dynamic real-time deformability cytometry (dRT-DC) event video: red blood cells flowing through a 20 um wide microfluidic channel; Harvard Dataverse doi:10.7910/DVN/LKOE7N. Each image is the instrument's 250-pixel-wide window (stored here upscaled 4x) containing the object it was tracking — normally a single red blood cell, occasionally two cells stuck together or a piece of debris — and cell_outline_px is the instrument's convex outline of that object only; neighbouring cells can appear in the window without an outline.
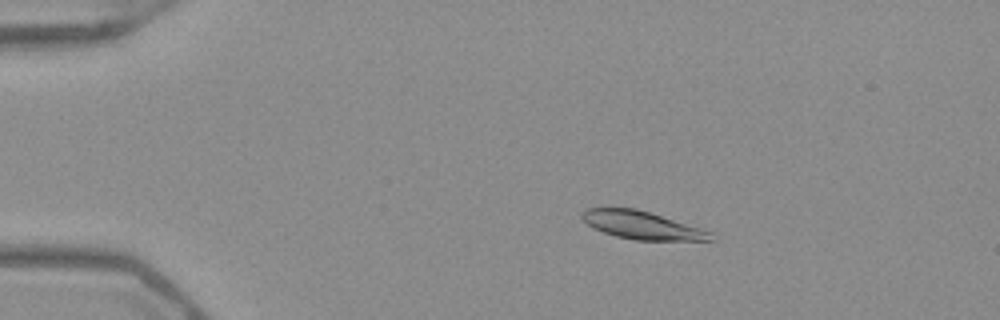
{"species": "Egyptian fruit bat (a non-hibernating species)", "species_latin": "Rousettus aegyptiacus", "temperature_condition": "warm", "stored_images_in_passage": 52, "camera_frame_rate_fps": 3000, "um_per_image_px": 0.085, "frame": {"image": 1, "passage_image": 10, "time_ms": 3.0, "image_size_px": [1000, 320], "cell_outline_px": [[716, 240], [636, 240], [616, 236], [592, 228], [580, 216], [580, 212], [584, 208], [636, 208], [712, 232]], "centroid_in_image_um": [54.53, 19.14], "position_along_channel_um": 30.5, "area_um2": 20.75}}
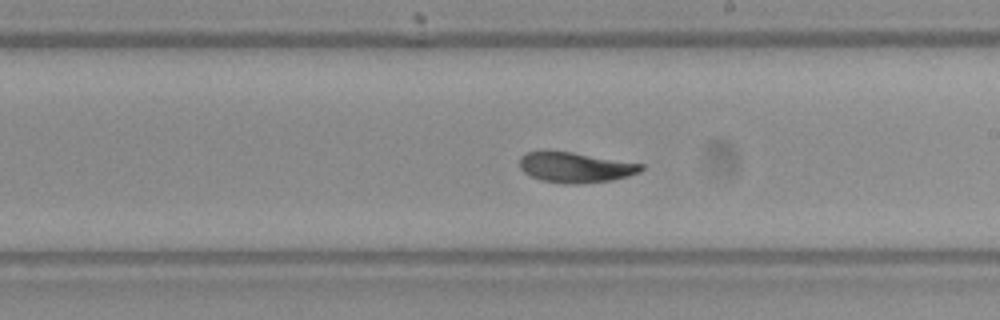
{"frame": {"image": 2, "passage_image": 31, "time_ms": 10.0, "image_size_px": [1000, 320], "cell_outline_px": [[644, 168], [640, 172], [628, 176], [612, 180], [580, 184], [564, 184], [540, 180], [524, 172], [520, 168], [520, 156], [524, 152], [540, 148], [548, 148], [644, 164]], "centroid_in_image_um": [48.83, 14.19], "position_along_channel_um": 240.2, "area_um2": 22.2}}
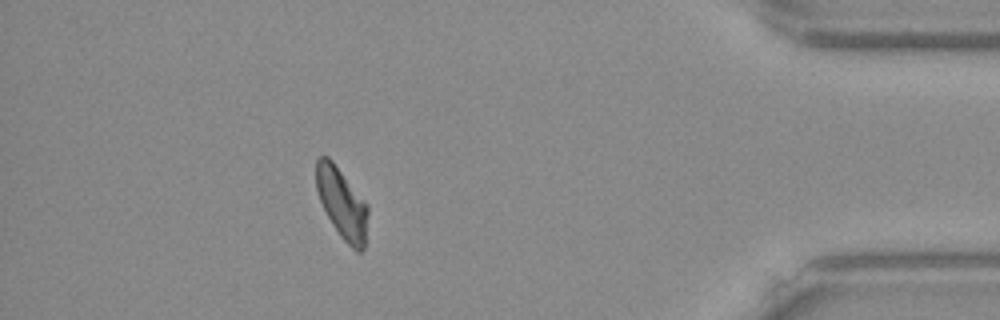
{"frame": {"image": 3, "passage_image": 47, "time_ms": 15.333, "image_size_px": [1000, 320], "cell_outline_px": [[368, 212], [364, 248], [360, 252], [356, 252], [340, 236], [332, 224], [320, 200], [316, 188], [316, 160], [320, 156], [328, 156], [332, 160], [368, 204]], "centroid_in_image_um": [29.07, 17.27], "position_along_channel_um": 406.1, "area_um2": 21.15}, "authors_computed_cell_mechanics": {"area_um2": 22.1663, "velocity_mm_per_s": 3.9359, "shape_relaxation_time_tau1_ms": 5.3022, "shape_relaxation_time_tau2_ms": 4.503, "deformation_change_tau1": 0.1626, "deformation_change_tau2": 0.0873}}